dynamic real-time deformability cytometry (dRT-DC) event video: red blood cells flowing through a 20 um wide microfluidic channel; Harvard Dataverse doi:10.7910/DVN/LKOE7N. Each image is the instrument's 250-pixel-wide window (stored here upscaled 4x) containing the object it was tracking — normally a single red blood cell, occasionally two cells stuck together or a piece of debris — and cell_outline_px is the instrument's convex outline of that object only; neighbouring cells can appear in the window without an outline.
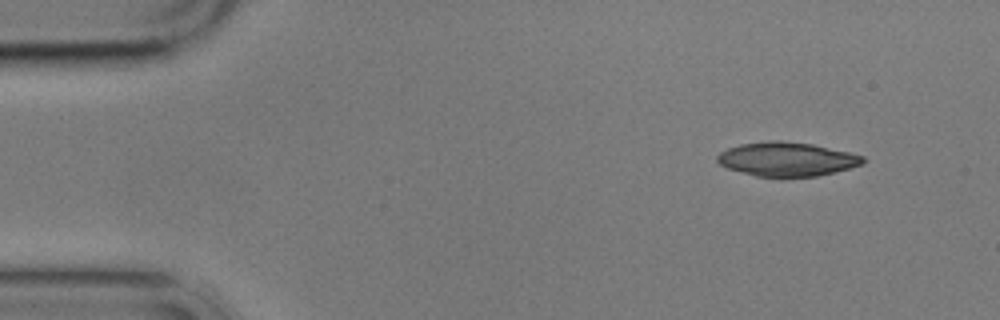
{"species": "common noctule bat (a hibernating species)", "species_latin": "Nyctalus noctula", "temperature_condition": "cold", "stored_images_in_passage": 4, "camera_frame_rate_fps": 3000, "um_per_image_px": 0.085, "animal": {"sex": "male", "body_mass_g": 17.9}, "frame": {"image": 1, "passage_image": 1, "time_ms": 0.0, "image_size_px": [1000, 320], "cell_outline_px": [[868, 160], [864, 164], [836, 172], [816, 176], [780, 180], [756, 176], [728, 168], [720, 164], [716, 160], [716, 156], [720, 152], [728, 148], [740, 144], [768, 140], [780, 140], [812, 144], [848, 152], [864, 156]], "centroid_in_image_um": [66.9, 13.56], "position_along_channel_um": 18.1, "area_um2": 29.71}}